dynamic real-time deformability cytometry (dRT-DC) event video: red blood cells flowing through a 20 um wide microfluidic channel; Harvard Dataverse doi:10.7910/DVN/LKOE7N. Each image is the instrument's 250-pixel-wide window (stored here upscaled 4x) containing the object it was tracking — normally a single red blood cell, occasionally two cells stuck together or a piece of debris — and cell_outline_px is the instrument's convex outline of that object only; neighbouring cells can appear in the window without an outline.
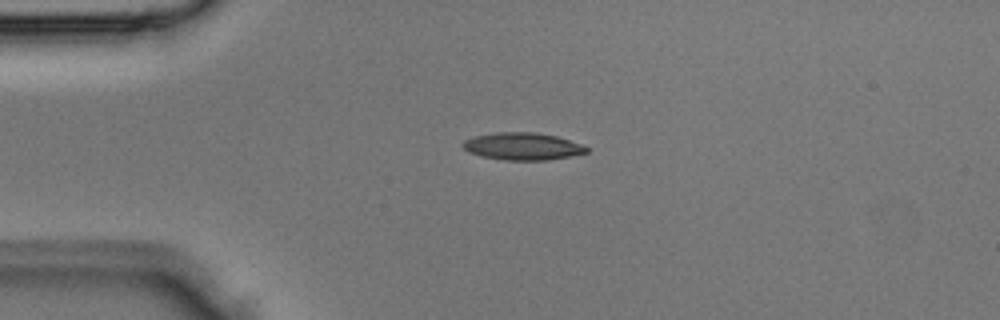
{"species": "Egyptian fruit bat (a non-hibernating species)", "species_latin": "Rousettus aegyptiacus", "temperature_condition": "room temperature", "stored_images_in_passage": 1, "camera_frame_rate_fps": 3000, "um_per_image_px": 0.085, "animal": {"sex": "male"}, "frame": {"image": 1, "passage_image": 1, "time_ms": 0.0, "image_size_px": [1000, 320], "cell_outline_px": [[588, 152], [548, 160], [504, 160], [480, 156], [468, 152], [460, 144], [464, 140], [476, 136], [496, 132], [532, 132], [556, 136], [580, 144], [588, 148]], "centroid_in_image_um": [44.36, 12.44], "position_along_channel_um": 40.6, "area_um2": 19.54}}